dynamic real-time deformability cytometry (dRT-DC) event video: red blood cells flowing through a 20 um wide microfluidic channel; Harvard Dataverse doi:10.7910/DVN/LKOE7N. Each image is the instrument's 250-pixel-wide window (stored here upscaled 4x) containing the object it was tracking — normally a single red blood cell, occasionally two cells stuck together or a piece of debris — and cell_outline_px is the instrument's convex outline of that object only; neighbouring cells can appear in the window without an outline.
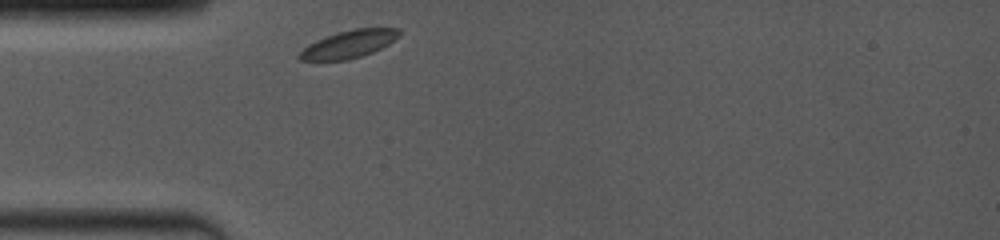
{"species": "common noctule bat (a hibernating species)", "species_latin": "Nyctalus noctula", "temperature_condition": "room temperature", "stored_images_in_passage": 24, "camera_frame_rate_fps": 4000, "um_per_image_px": 0.085, "animal": {"sex": "female", "body_mass_g": 19.0, "forearm_length_mm": 53.3}, "frame": {"image": 1, "passage_image": 1, "time_ms": 0.0, "image_size_px": [1000, 240], "cell_outline_px": [[404, 32], [400, 36], [388, 44], [372, 52], [348, 60], [300, 60], [296, 56], [308, 44], [324, 36], [356, 28], [400, 28]], "centroid_in_image_um": [29.68, 3.74], "position_along_channel_um": 55.3, "area_um2": 16.07}}
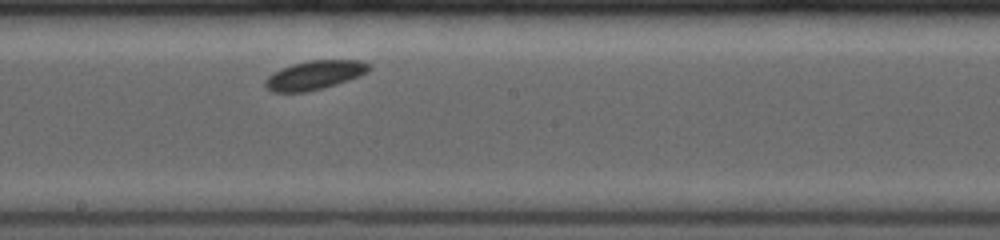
{"frame": {"image": 2, "passage_image": 14, "time_ms": 4.5, "image_size_px": [1000, 240], "cell_outline_px": [[372, 68], [368, 72], [348, 80], [324, 88], [308, 92], [272, 92], [264, 84], [264, 80], [272, 72], [280, 68], [292, 64], [308, 60], [360, 60], [372, 64]], "centroid_in_image_um": [26.75, 6.38], "position_along_channel_um": 221.5, "area_um2": 17.74}}
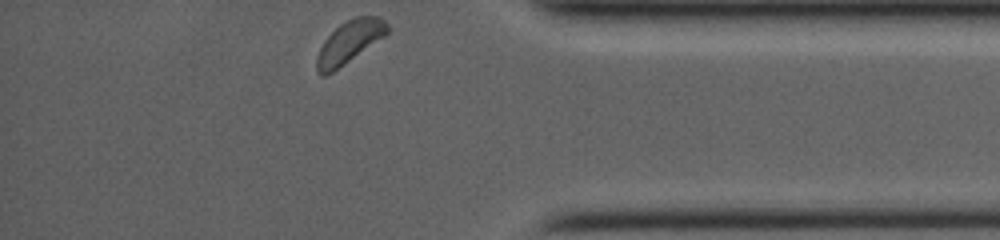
{"frame": {"image": 3, "passage_image": 24, "time_ms": 9.5, "image_size_px": [1000, 240], "cell_outline_px": [[388, 32], [384, 36], [332, 72], [324, 76], [320, 76], [316, 72], [316, 56], [324, 40], [340, 24], [356, 16], [380, 16], [388, 24]], "centroid_in_image_um": [29.67, 3.57], "position_along_channel_um": 405.5, "area_um2": 17.17}}